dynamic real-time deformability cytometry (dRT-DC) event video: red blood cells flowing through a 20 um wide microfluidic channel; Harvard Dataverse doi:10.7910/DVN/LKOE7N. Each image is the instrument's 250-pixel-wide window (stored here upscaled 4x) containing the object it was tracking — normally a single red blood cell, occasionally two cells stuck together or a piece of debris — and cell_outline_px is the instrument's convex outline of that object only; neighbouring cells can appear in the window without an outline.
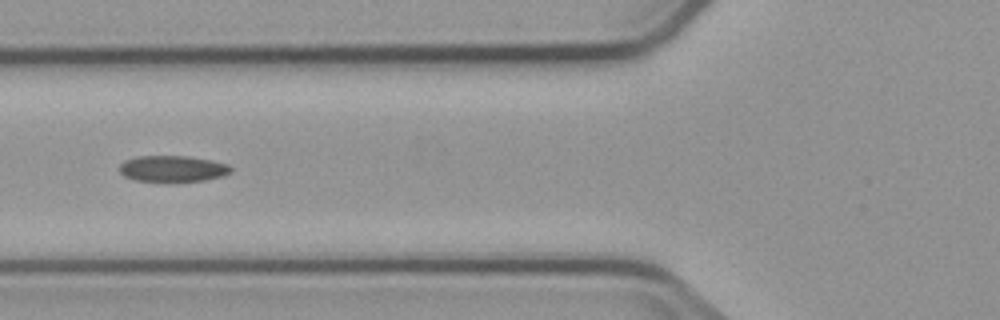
{"species": "common noctule bat (a hibernating species)", "species_latin": "Nyctalus noctula", "temperature_condition": "cold", "stored_images_in_passage": 3, "camera_frame_rate_fps": 3000, "um_per_image_px": 0.085, "animal": {"sex": "male", "body_mass_g": 23.1, "forearm_length_mm": 52.7}, "frame": {"image": 1, "passage_image": 3, "time_ms": 2.667, "image_size_px": [1000, 320], "cell_outline_px": [[232, 172], [224, 176], [204, 180], [164, 184], [136, 180], [124, 176], [120, 172], [120, 164], [124, 160], [136, 156], [188, 156], [212, 160], [228, 164], [232, 168]], "centroid_in_image_um": [14.68, 14.37], "position_along_channel_um": 111.1, "area_um2": 17.74}}